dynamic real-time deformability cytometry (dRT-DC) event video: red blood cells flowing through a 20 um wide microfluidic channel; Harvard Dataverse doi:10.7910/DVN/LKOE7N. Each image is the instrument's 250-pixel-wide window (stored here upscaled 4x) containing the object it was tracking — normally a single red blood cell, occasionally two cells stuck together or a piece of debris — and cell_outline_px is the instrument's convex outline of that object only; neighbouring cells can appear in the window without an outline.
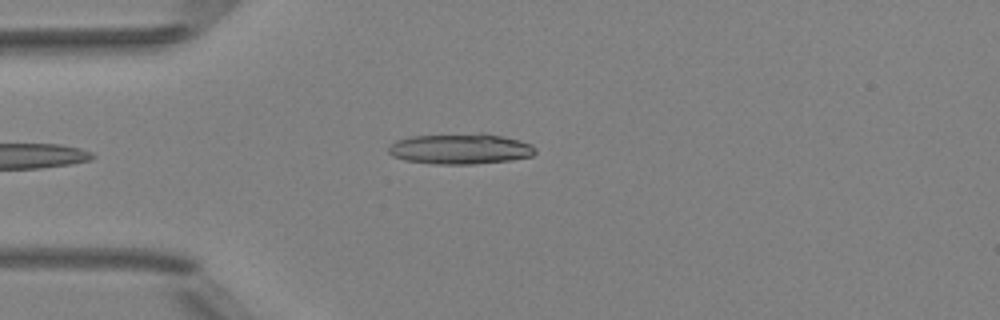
{"species": "Egyptian fruit bat (a non-hibernating species)", "species_latin": "Rousettus aegyptiacus", "temperature_condition": "room temperature", "stored_images_in_passage": 5, "camera_frame_rate_fps": 3000, "um_per_image_px": 0.085, "animal": {"sex": "female"}, "frame": {"image": 1, "passage_image": 5, "time_ms": 4.667, "image_size_px": [1000, 320], "cell_outline_px": [[536, 152], [532, 156], [512, 160], [472, 164], [432, 164], [404, 160], [392, 156], [388, 152], [388, 144], [396, 140], [412, 136], [480, 132], [484, 132], [504, 136], [520, 140], [532, 144], [536, 148]], "centroid_in_image_um": [39.13, 12.64], "position_along_channel_um": 45.9, "area_um2": 26.76}}